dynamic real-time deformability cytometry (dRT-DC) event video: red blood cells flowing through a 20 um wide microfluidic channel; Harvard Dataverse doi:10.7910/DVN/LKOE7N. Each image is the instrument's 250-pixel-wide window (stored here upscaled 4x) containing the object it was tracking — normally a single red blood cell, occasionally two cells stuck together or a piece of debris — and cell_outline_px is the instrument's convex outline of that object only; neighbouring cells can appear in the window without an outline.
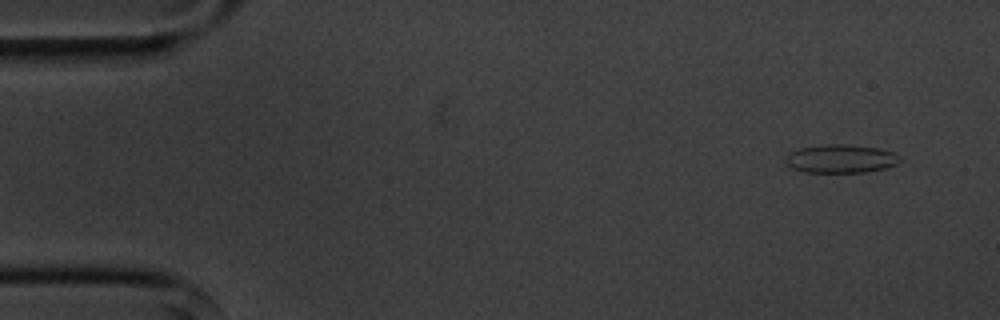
{"species": "common noctule bat (a hibernating species)", "species_latin": "Nyctalus noctula", "temperature_condition": "cold", "stored_images_in_passage": 6, "camera_frame_rate_fps": 3000, "um_per_image_px": 0.085, "animal": {"sex": "male", "body_mass_g": 20.1, "forearm_length_mm": 53.5}, "frame": {"image": 1, "passage_image": 1, "time_ms": 0.0, "image_size_px": [1000, 320], "cell_outline_px": [[900, 160], [896, 164], [884, 168], [864, 172], [804, 172], [792, 168], [788, 164], [788, 156], [792, 152], [800, 148], [820, 144], [848, 144], [876, 148], [892, 152], [900, 156]], "centroid_in_image_um": [71.48, 13.48], "position_along_channel_um": 13.5, "area_um2": 18.61}}
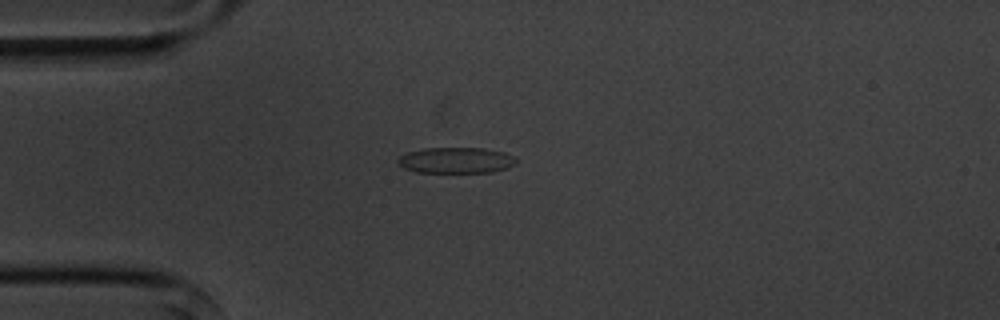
{"frame": {"image": 2, "passage_image": 4, "time_ms": 3.333, "image_size_px": [1000, 320], "cell_outline_px": [[516, 164], [508, 168], [492, 172], [416, 172], [404, 168], [396, 160], [400, 156], [408, 152], [424, 148], [484, 148], [504, 152], [516, 156]], "centroid_in_image_um": [38.8, 13.62], "position_along_channel_um": 46.2, "area_um2": 17.92}}